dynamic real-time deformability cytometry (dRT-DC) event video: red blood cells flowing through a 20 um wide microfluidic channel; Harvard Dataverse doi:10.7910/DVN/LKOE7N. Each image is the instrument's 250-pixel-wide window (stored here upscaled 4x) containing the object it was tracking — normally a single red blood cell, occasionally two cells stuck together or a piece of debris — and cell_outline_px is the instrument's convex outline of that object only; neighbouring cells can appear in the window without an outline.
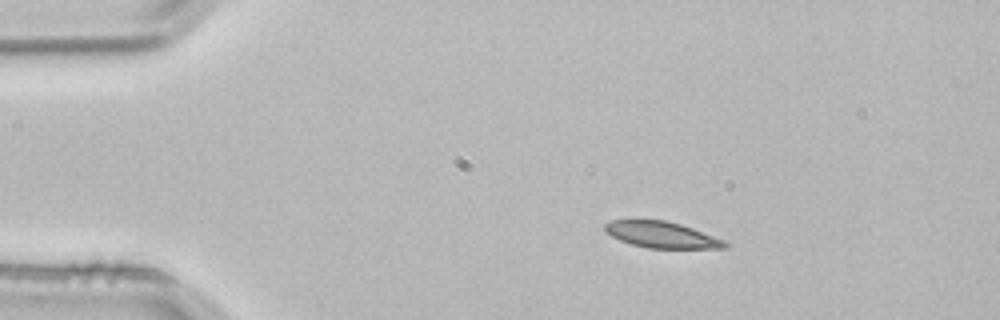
{"species": "common noctule bat (a hibernating species)", "species_latin": "Nyctalus noctula", "temperature_condition": "room temperature", "stored_images_in_passage": 2, "camera_frame_rate_fps": 3000, "um_per_image_px": 0.085, "animal": {"sex": "male", "body_mass_g": 21.5, "forearm_length_mm": 52.0}, "frame": {"image": 1, "passage_image": 1, "time_ms": 0.0, "image_size_px": [1000, 320], "cell_outline_px": [[732, 244], [728, 248], [648, 248], [632, 244], [620, 240], [604, 232], [604, 224], [612, 220], [664, 220], [680, 224], [692, 228], [724, 240]], "centroid_in_image_um": [56.26, 19.96], "position_along_channel_um": 28.7, "area_um2": 18.32}}